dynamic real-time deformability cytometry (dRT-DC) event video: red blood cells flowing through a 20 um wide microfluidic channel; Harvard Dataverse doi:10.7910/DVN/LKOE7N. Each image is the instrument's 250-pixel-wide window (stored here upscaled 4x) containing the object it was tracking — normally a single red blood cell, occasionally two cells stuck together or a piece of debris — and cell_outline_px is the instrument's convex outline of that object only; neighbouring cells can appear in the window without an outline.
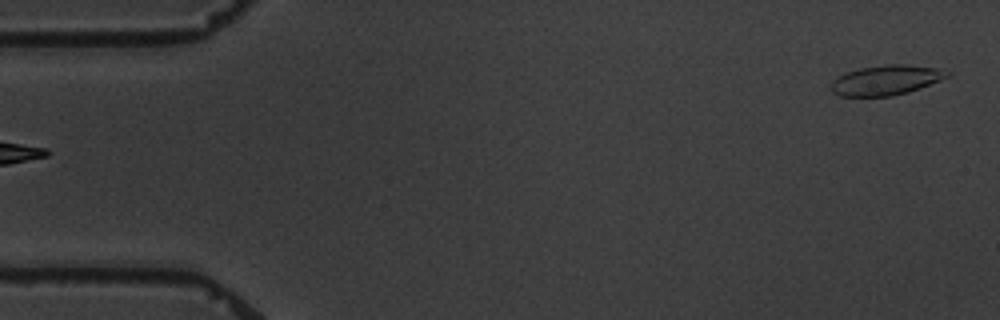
{"species": "common noctule bat (a hibernating species)", "species_latin": "Nyctalus noctula", "temperature_condition": "warm", "stored_images_in_passage": 5, "segment_of_instrument_passage": [2, 2], "camera_frame_rate_fps": 3000, "um_per_image_px": 0.085, "animal": {"sex": "male", "body_mass_g": 19.5, "forearm_length_mm": 54.6}, "frame": {"image": 1, "passage_image": 5, "time_ms": 5.333, "image_size_px": [1000, 320], "cell_outline_px": [[952, 72], [948, 76], [940, 80], [920, 88], [908, 92], [892, 96], [840, 96], [832, 92], [832, 80], [848, 72], [860, 68], [888, 64], [904, 64], [936, 68]], "centroid_in_image_um": [75.33, 6.81], "position_along_channel_um": 9.7, "area_um2": 20.0}}